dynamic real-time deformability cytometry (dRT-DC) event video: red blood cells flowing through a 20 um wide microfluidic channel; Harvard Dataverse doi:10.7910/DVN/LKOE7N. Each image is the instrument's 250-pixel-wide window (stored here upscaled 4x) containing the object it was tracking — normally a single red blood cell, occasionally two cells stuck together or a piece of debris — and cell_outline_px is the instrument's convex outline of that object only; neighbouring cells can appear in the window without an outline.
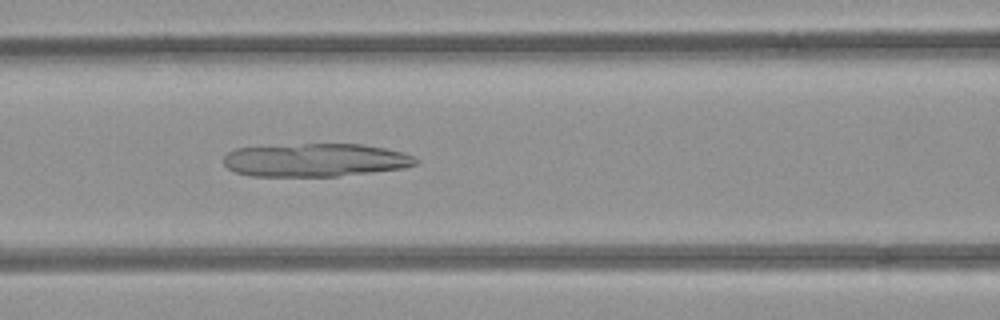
{"species": "common noctule bat (a hibernating species)", "species_latin": "Nyctalus noctula", "temperature_condition": "room temperature", "stored_images_in_passage": 46, "camera_frame_rate_fps": 3000, "um_per_image_px": 0.085, "animal": {"sex": "female", "body_mass_g": 21.9}, "frame": {"image": 1, "passage_image": 16, "time_ms": 5.0, "image_size_px": [1000, 320], "cell_outline_px": [[420, 160], [416, 164], [404, 168], [336, 176], [252, 176], [236, 172], [228, 168], [224, 164], [224, 156], [228, 152], [236, 148], [304, 144], [360, 144], [384, 148], [404, 152]], "centroid_in_image_um": [26.82, 13.6], "position_along_channel_um": 139.8, "area_um2": 36.99}}
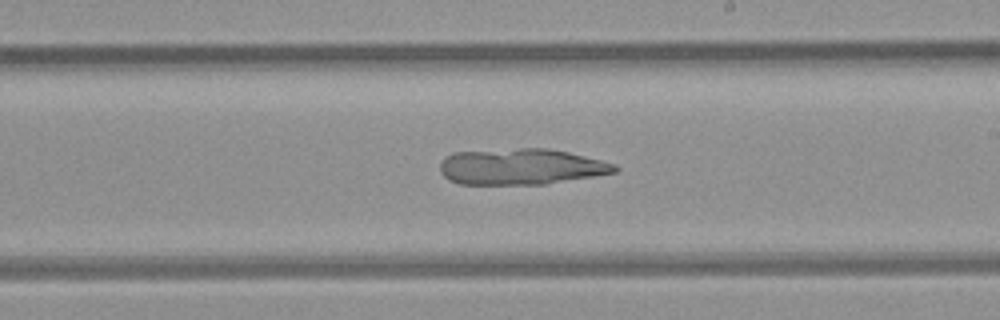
{"frame": {"image": 2, "passage_image": 24, "time_ms": 7.667, "image_size_px": [1000, 320], "cell_outline_px": [[620, 168], [616, 172], [544, 184], [460, 184], [448, 180], [440, 172], [440, 164], [448, 156], [456, 152], [520, 148], [548, 148], [568, 152], [616, 164]], "centroid_in_image_um": [44.29, 14.17], "position_along_channel_um": 244.7, "area_um2": 36.41}}
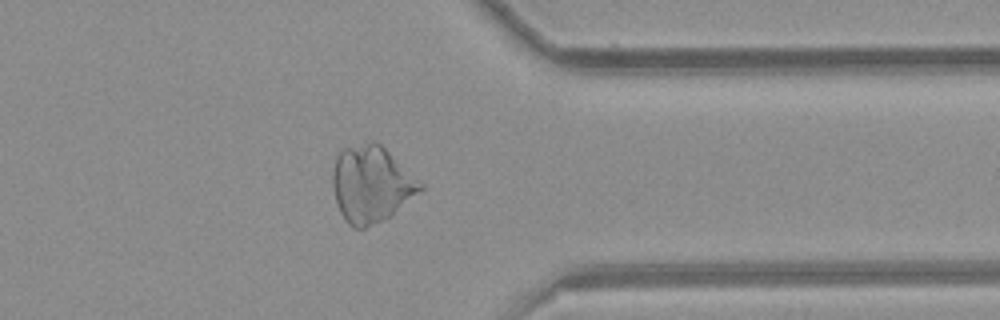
{"frame": {"image": 3, "passage_image": 35, "time_ms": 11.333, "image_size_px": [1000, 320], "cell_outline_px": [[424, 188], [420, 192], [388, 216], [364, 228], [352, 228], [344, 220], [340, 212], [336, 200], [332, 184], [332, 172], [336, 156], [344, 148], [372, 140], [380, 144], [424, 184]], "centroid_in_image_um": [31.53, 15.64], "position_along_channel_um": 379.9, "area_um2": 38.61}}